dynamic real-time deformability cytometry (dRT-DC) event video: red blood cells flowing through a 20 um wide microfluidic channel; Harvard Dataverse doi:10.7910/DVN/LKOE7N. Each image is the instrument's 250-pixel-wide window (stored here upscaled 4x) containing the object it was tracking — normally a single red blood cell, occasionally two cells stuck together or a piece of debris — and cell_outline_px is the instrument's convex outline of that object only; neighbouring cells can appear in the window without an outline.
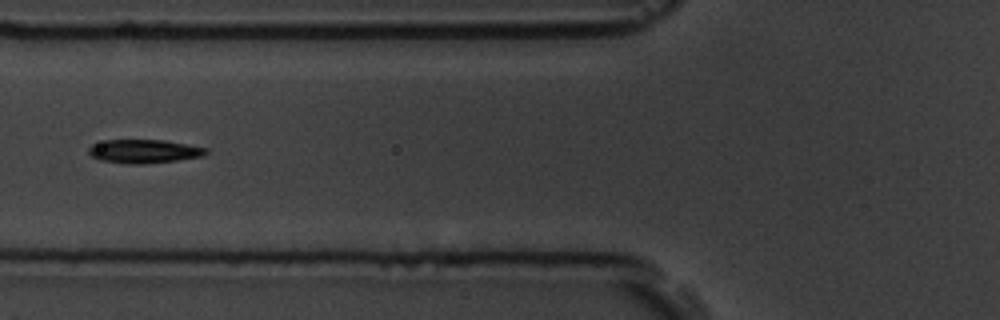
{"species": "common noctule bat (a hibernating species)", "species_latin": "Nyctalus noctula", "temperature_condition": "room temperature", "stored_images_in_passage": 11, "segment_of_instrument_passage": [2, 2], "camera_frame_rate_fps": 3000, "um_per_image_px": 0.085, "animal": {"sex": "male", "body_mass_g": 19.5, "forearm_length_mm": 54.6}, "frame": {"image": 1, "passage_image": 6, "time_ms": 6.667, "image_size_px": [1000, 320], "cell_outline_px": [[208, 152], [204, 156], [176, 160], [144, 164], [128, 164], [100, 160], [92, 156], [88, 152], [88, 148], [92, 144], [104, 140], [164, 140], [208, 148]], "centroid_in_image_um": [12.24, 12.86], "position_along_channel_um": 113.6, "area_um2": 16.18}}
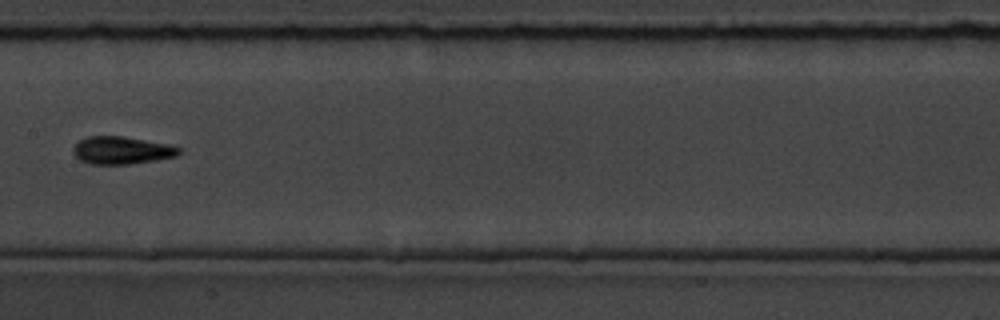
{"frame": {"image": 2, "passage_image": 8, "time_ms": 9.0, "image_size_px": [1000, 320], "cell_outline_px": [[180, 152], [176, 156], [156, 160], [128, 164], [88, 164], [80, 160], [72, 152], [72, 148], [80, 140], [88, 136], [124, 136], [168, 144], [180, 148]], "centroid_in_image_um": [10.32, 12.78], "position_along_channel_um": 197.1, "area_um2": 16.99}}
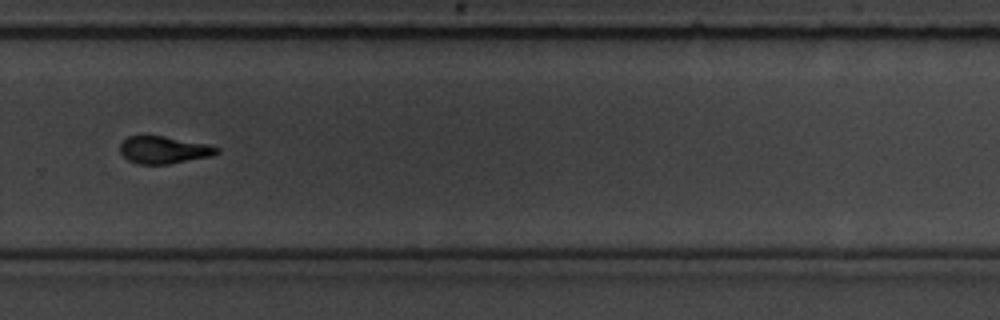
{"frame": {"image": 3, "passage_image": 11, "time_ms": 12.333, "image_size_px": [1000, 320], "cell_outline_px": [[220, 152], [212, 156], [168, 164], [136, 164], [128, 160], [120, 152], [120, 144], [128, 136], [164, 136], [208, 144], [220, 148]], "centroid_in_image_um": [13.94, 12.75], "position_along_channel_um": 315.9, "area_um2": 15.43}}